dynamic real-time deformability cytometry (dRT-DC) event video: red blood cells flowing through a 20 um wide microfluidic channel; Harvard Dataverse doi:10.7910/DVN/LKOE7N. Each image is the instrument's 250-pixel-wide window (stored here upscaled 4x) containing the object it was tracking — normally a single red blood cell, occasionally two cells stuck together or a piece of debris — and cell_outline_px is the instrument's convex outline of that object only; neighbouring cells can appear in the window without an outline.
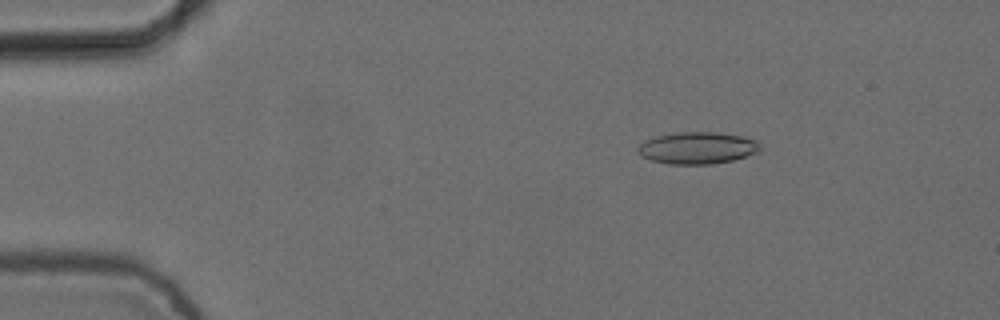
{"species": "common noctule bat (a hibernating species)", "species_latin": "Nyctalus noctula", "temperature_condition": "cold", "stored_images_in_passage": 5, "camera_frame_rate_fps": 3000, "um_per_image_px": 0.085, "animal": {"sex": "female", "body_mass_g": 24.6, "forearm_length_mm": 56.2}, "frame": {"image": 1, "passage_image": 3, "time_ms": 0.667, "image_size_px": [1000, 320], "cell_outline_px": [[760, 148], [756, 152], [732, 160], [712, 164], [668, 164], [652, 160], [640, 156], [636, 152], [636, 148], [644, 140], [656, 136], [676, 132], [716, 132], [740, 136], [756, 140], [760, 144]], "centroid_in_image_um": [59.21, 12.57], "position_along_channel_um": 25.8, "area_um2": 22.72}}